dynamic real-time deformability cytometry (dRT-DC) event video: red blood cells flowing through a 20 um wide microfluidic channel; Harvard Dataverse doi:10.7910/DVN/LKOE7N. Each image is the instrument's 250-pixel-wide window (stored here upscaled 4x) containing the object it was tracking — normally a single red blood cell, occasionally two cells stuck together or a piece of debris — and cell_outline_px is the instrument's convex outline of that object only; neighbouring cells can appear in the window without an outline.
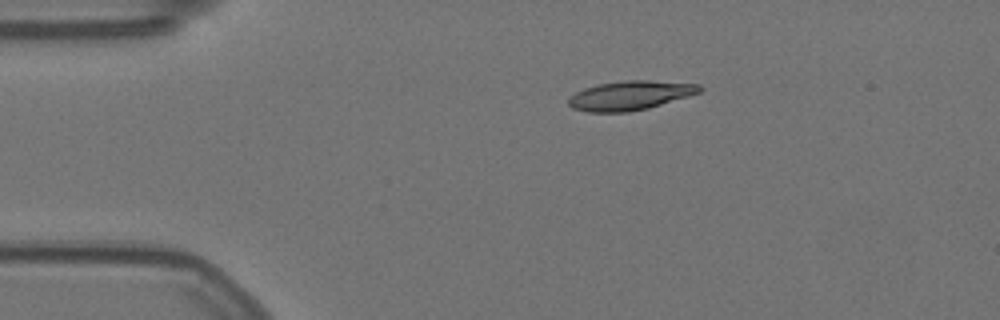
{"species": "Egyptian fruit bat (a non-hibernating species)", "species_latin": "Rousettus aegyptiacus", "temperature_condition": "warm", "stored_images_in_passage": 47, "camera_frame_rate_fps": 3000, "um_per_image_px": 0.085, "animal": {"sex": "female"}, "frame": {"image": 1, "passage_image": 1, "time_ms": 0.0, "image_size_px": [1000, 320], "cell_outline_px": [[704, 88], [700, 92], [688, 96], [648, 108], [628, 112], [588, 112], [572, 108], [568, 104], [568, 100], [576, 92], [584, 88], [596, 84], [624, 80], [648, 80], [700, 84]], "centroid_in_image_um": [53.56, 8.1], "position_along_channel_um": 31.4, "area_um2": 22.31}}
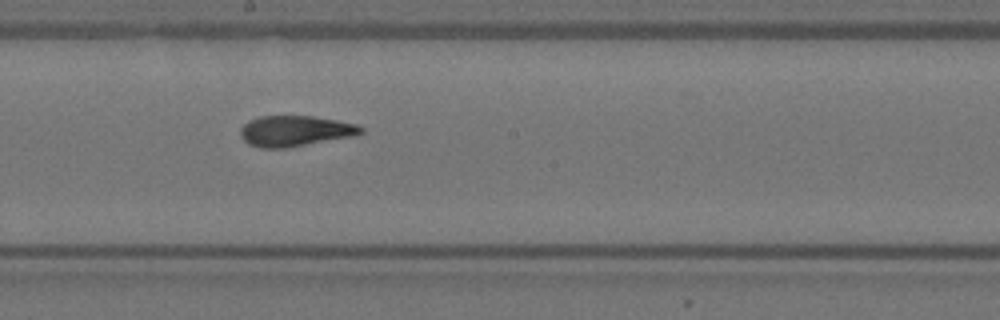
{"frame": {"image": 2, "passage_image": 21, "time_ms": 6.667, "image_size_px": [1000, 320], "cell_outline_px": [[364, 132], [356, 136], [284, 148], [260, 148], [248, 144], [240, 136], [240, 128], [248, 120], [260, 116], [312, 116], [336, 120], [356, 124], [364, 128]], "centroid_in_image_um": [25.08, 11.13], "position_along_channel_um": 223.1, "area_um2": 21.68}}
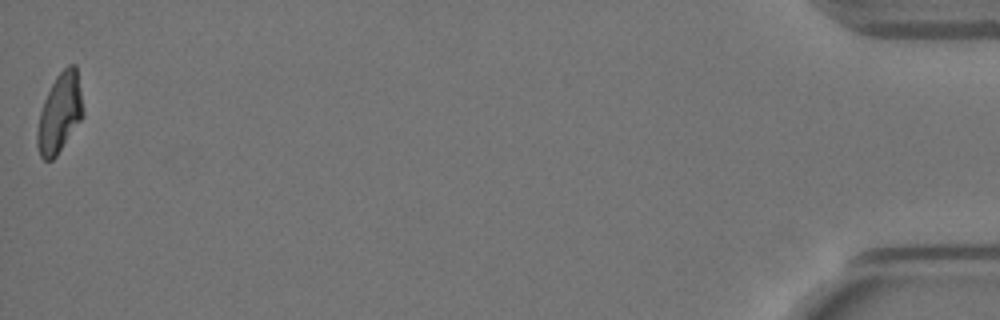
{"frame": {"image": 3, "passage_image": 47, "time_ms": 15.333, "image_size_px": [1000, 320], "cell_outline_px": [[84, 116], [56, 156], [52, 160], [44, 160], [40, 156], [36, 144], [36, 132], [40, 112], [44, 100], [56, 76], [68, 64], [76, 64], [84, 112]], "centroid_in_image_um": [5.07, 9.62], "position_along_channel_um": 430.1, "area_um2": 21.15}, "authors_computed_cell_mechanics": {"area_um2": 21.675, "velocity_mm_per_s": 3.5428, "shape_relaxation_time_tau1_ms": 7.2847, "shape_relaxation_time_tau2_ms": 2.1939, "deformation_change_tau1": 0.254, "deformation_change_tau2": 0.0983}}